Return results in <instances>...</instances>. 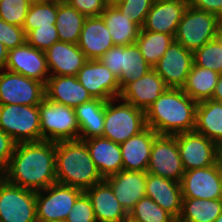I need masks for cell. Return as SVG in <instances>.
I'll return each instance as SVG.
<instances>
[{
  "label": "cell",
  "instance_id": "obj_1",
  "mask_svg": "<svg viewBox=\"0 0 222 222\" xmlns=\"http://www.w3.org/2000/svg\"><path fill=\"white\" fill-rule=\"evenodd\" d=\"M55 159L56 142L18 143L2 177L24 189L41 191L57 182Z\"/></svg>",
  "mask_w": 222,
  "mask_h": 222
},
{
  "label": "cell",
  "instance_id": "obj_2",
  "mask_svg": "<svg viewBox=\"0 0 222 222\" xmlns=\"http://www.w3.org/2000/svg\"><path fill=\"white\" fill-rule=\"evenodd\" d=\"M197 104L182 88H167L145 111L146 125L160 135L194 131Z\"/></svg>",
  "mask_w": 222,
  "mask_h": 222
},
{
  "label": "cell",
  "instance_id": "obj_3",
  "mask_svg": "<svg viewBox=\"0 0 222 222\" xmlns=\"http://www.w3.org/2000/svg\"><path fill=\"white\" fill-rule=\"evenodd\" d=\"M55 165L57 183L83 192L104 180L92 161L84 140L56 142Z\"/></svg>",
  "mask_w": 222,
  "mask_h": 222
},
{
  "label": "cell",
  "instance_id": "obj_4",
  "mask_svg": "<svg viewBox=\"0 0 222 222\" xmlns=\"http://www.w3.org/2000/svg\"><path fill=\"white\" fill-rule=\"evenodd\" d=\"M146 127L145 111L119 98L106 101L102 137L121 144Z\"/></svg>",
  "mask_w": 222,
  "mask_h": 222
},
{
  "label": "cell",
  "instance_id": "obj_5",
  "mask_svg": "<svg viewBox=\"0 0 222 222\" xmlns=\"http://www.w3.org/2000/svg\"><path fill=\"white\" fill-rule=\"evenodd\" d=\"M219 27L217 15L188 6L178 24L175 41L194 53L217 38Z\"/></svg>",
  "mask_w": 222,
  "mask_h": 222
},
{
  "label": "cell",
  "instance_id": "obj_6",
  "mask_svg": "<svg viewBox=\"0 0 222 222\" xmlns=\"http://www.w3.org/2000/svg\"><path fill=\"white\" fill-rule=\"evenodd\" d=\"M42 140H76L80 136L75 109L48 100L46 97L38 105Z\"/></svg>",
  "mask_w": 222,
  "mask_h": 222
},
{
  "label": "cell",
  "instance_id": "obj_7",
  "mask_svg": "<svg viewBox=\"0 0 222 222\" xmlns=\"http://www.w3.org/2000/svg\"><path fill=\"white\" fill-rule=\"evenodd\" d=\"M0 129L16 144L41 141L38 105H0Z\"/></svg>",
  "mask_w": 222,
  "mask_h": 222
},
{
  "label": "cell",
  "instance_id": "obj_8",
  "mask_svg": "<svg viewBox=\"0 0 222 222\" xmlns=\"http://www.w3.org/2000/svg\"><path fill=\"white\" fill-rule=\"evenodd\" d=\"M99 60L116 75L120 91L152 69L136 43L126 46L114 45Z\"/></svg>",
  "mask_w": 222,
  "mask_h": 222
},
{
  "label": "cell",
  "instance_id": "obj_9",
  "mask_svg": "<svg viewBox=\"0 0 222 222\" xmlns=\"http://www.w3.org/2000/svg\"><path fill=\"white\" fill-rule=\"evenodd\" d=\"M0 222H37L36 192L1 177Z\"/></svg>",
  "mask_w": 222,
  "mask_h": 222
},
{
  "label": "cell",
  "instance_id": "obj_10",
  "mask_svg": "<svg viewBox=\"0 0 222 222\" xmlns=\"http://www.w3.org/2000/svg\"><path fill=\"white\" fill-rule=\"evenodd\" d=\"M82 190L68 185L54 183L36 192L37 221L50 222L66 220Z\"/></svg>",
  "mask_w": 222,
  "mask_h": 222
},
{
  "label": "cell",
  "instance_id": "obj_11",
  "mask_svg": "<svg viewBox=\"0 0 222 222\" xmlns=\"http://www.w3.org/2000/svg\"><path fill=\"white\" fill-rule=\"evenodd\" d=\"M45 98V84L6 69H0V105H39Z\"/></svg>",
  "mask_w": 222,
  "mask_h": 222
},
{
  "label": "cell",
  "instance_id": "obj_12",
  "mask_svg": "<svg viewBox=\"0 0 222 222\" xmlns=\"http://www.w3.org/2000/svg\"><path fill=\"white\" fill-rule=\"evenodd\" d=\"M147 173L180 182L185 170L175 135L158 134L151 148Z\"/></svg>",
  "mask_w": 222,
  "mask_h": 222
},
{
  "label": "cell",
  "instance_id": "obj_13",
  "mask_svg": "<svg viewBox=\"0 0 222 222\" xmlns=\"http://www.w3.org/2000/svg\"><path fill=\"white\" fill-rule=\"evenodd\" d=\"M175 137L185 171L217 163L219 146L211 139L195 130L176 134Z\"/></svg>",
  "mask_w": 222,
  "mask_h": 222
},
{
  "label": "cell",
  "instance_id": "obj_14",
  "mask_svg": "<svg viewBox=\"0 0 222 222\" xmlns=\"http://www.w3.org/2000/svg\"><path fill=\"white\" fill-rule=\"evenodd\" d=\"M180 186L183 198L222 199V175L218 163L185 171Z\"/></svg>",
  "mask_w": 222,
  "mask_h": 222
},
{
  "label": "cell",
  "instance_id": "obj_15",
  "mask_svg": "<svg viewBox=\"0 0 222 222\" xmlns=\"http://www.w3.org/2000/svg\"><path fill=\"white\" fill-rule=\"evenodd\" d=\"M76 77L93 98L108 101L120 96L118 78L100 60H87Z\"/></svg>",
  "mask_w": 222,
  "mask_h": 222
},
{
  "label": "cell",
  "instance_id": "obj_16",
  "mask_svg": "<svg viewBox=\"0 0 222 222\" xmlns=\"http://www.w3.org/2000/svg\"><path fill=\"white\" fill-rule=\"evenodd\" d=\"M193 61V52L174 41L153 69L168 88H183Z\"/></svg>",
  "mask_w": 222,
  "mask_h": 222
},
{
  "label": "cell",
  "instance_id": "obj_17",
  "mask_svg": "<svg viewBox=\"0 0 222 222\" xmlns=\"http://www.w3.org/2000/svg\"><path fill=\"white\" fill-rule=\"evenodd\" d=\"M4 69L38 80L44 84L50 77L45 52L32 47L27 42L8 51Z\"/></svg>",
  "mask_w": 222,
  "mask_h": 222
},
{
  "label": "cell",
  "instance_id": "obj_18",
  "mask_svg": "<svg viewBox=\"0 0 222 222\" xmlns=\"http://www.w3.org/2000/svg\"><path fill=\"white\" fill-rule=\"evenodd\" d=\"M167 88L164 80L152 68L143 77L127 84L121 90L119 99L146 111Z\"/></svg>",
  "mask_w": 222,
  "mask_h": 222
},
{
  "label": "cell",
  "instance_id": "obj_19",
  "mask_svg": "<svg viewBox=\"0 0 222 222\" xmlns=\"http://www.w3.org/2000/svg\"><path fill=\"white\" fill-rule=\"evenodd\" d=\"M127 214L146 196V172L121 170L105 179Z\"/></svg>",
  "mask_w": 222,
  "mask_h": 222
},
{
  "label": "cell",
  "instance_id": "obj_20",
  "mask_svg": "<svg viewBox=\"0 0 222 222\" xmlns=\"http://www.w3.org/2000/svg\"><path fill=\"white\" fill-rule=\"evenodd\" d=\"M45 54L50 76H76L88 60L77 44L61 41Z\"/></svg>",
  "mask_w": 222,
  "mask_h": 222
},
{
  "label": "cell",
  "instance_id": "obj_21",
  "mask_svg": "<svg viewBox=\"0 0 222 222\" xmlns=\"http://www.w3.org/2000/svg\"><path fill=\"white\" fill-rule=\"evenodd\" d=\"M187 7V1H154L141 29L175 37L178 24Z\"/></svg>",
  "mask_w": 222,
  "mask_h": 222
},
{
  "label": "cell",
  "instance_id": "obj_22",
  "mask_svg": "<svg viewBox=\"0 0 222 222\" xmlns=\"http://www.w3.org/2000/svg\"><path fill=\"white\" fill-rule=\"evenodd\" d=\"M145 194L176 220L182 210L180 182L146 172Z\"/></svg>",
  "mask_w": 222,
  "mask_h": 222
},
{
  "label": "cell",
  "instance_id": "obj_23",
  "mask_svg": "<svg viewBox=\"0 0 222 222\" xmlns=\"http://www.w3.org/2000/svg\"><path fill=\"white\" fill-rule=\"evenodd\" d=\"M77 45L88 60H99L114 46L111 34L101 16L85 19Z\"/></svg>",
  "mask_w": 222,
  "mask_h": 222
},
{
  "label": "cell",
  "instance_id": "obj_24",
  "mask_svg": "<svg viewBox=\"0 0 222 222\" xmlns=\"http://www.w3.org/2000/svg\"><path fill=\"white\" fill-rule=\"evenodd\" d=\"M45 97L74 109L93 99L76 76H50L45 84Z\"/></svg>",
  "mask_w": 222,
  "mask_h": 222
},
{
  "label": "cell",
  "instance_id": "obj_25",
  "mask_svg": "<svg viewBox=\"0 0 222 222\" xmlns=\"http://www.w3.org/2000/svg\"><path fill=\"white\" fill-rule=\"evenodd\" d=\"M158 134L150 127L120 144L123 169L147 172L153 141Z\"/></svg>",
  "mask_w": 222,
  "mask_h": 222
},
{
  "label": "cell",
  "instance_id": "obj_26",
  "mask_svg": "<svg viewBox=\"0 0 222 222\" xmlns=\"http://www.w3.org/2000/svg\"><path fill=\"white\" fill-rule=\"evenodd\" d=\"M84 141L103 179L123 170L120 144L102 136L91 137Z\"/></svg>",
  "mask_w": 222,
  "mask_h": 222
},
{
  "label": "cell",
  "instance_id": "obj_27",
  "mask_svg": "<svg viewBox=\"0 0 222 222\" xmlns=\"http://www.w3.org/2000/svg\"><path fill=\"white\" fill-rule=\"evenodd\" d=\"M90 198L97 222H123L128 214L104 179L85 191Z\"/></svg>",
  "mask_w": 222,
  "mask_h": 222
},
{
  "label": "cell",
  "instance_id": "obj_28",
  "mask_svg": "<svg viewBox=\"0 0 222 222\" xmlns=\"http://www.w3.org/2000/svg\"><path fill=\"white\" fill-rule=\"evenodd\" d=\"M111 34L114 45L134 44L141 28L131 21V17L122 14L114 5L108 4L100 15Z\"/></svg>",
  "mask_w": 222,
  "mask_h": 222
},
{
  "label": "cell",
  "instance_id": "obj_29",
  "mask_svg": "<svg viewBox=\"0 0 222 222\" xmlns=\"http://www.w3.org/2000/svg\"><path fill=\"white\" fill-rule=\"evenodd\" d=\"M195 131L222 145V102L212 99L198 102Z\"/></svg>",
  "mask_w": 222,
  "mask_h": 222
},
{
  "label": "cell",
  "instance_id": "obj_30",
  "mask_svg": "<svg viewBox=\"0 0 222 222\" xmlns=\"http://www.w3.org/2000/svg\"><path fill=\"white\" fill-rule=\"evenodd\" d=\"M105 105L106 101L93 98L75 108L80 140L103 135Z\"/></svg>",
  "mask_w": 222,
  "mask_h": 222
},
{
  "label": "cell",
  "instance_id": "obj_31",
  "mask_svg": "<svg viewBox=\"0 0 222 222\" xmlns=\"http://www.w3.org/2000/svg\"><path fill=\"white\" fill-rule=\"evenodd\" d=\"M220 74L193 63L182 90L193 100L211 99Z\"/></svg>",
  "mask_w": 222,
  "mask_h": 222
},
{
  "label": "cell",
  "instance_id": "obj_32",
  "mask_svg": "<svg viewBox=\"0 0 222 222\" xmlns=\"http://www.w3.org/2000/svg\"><path fill=\"white\" fill-rule=\"evenodd\" d=\"M87 17L65 2H57L56 29L59 41L77 44Z\"/></svg>",
  "mask_w": 222,
  "mask_h": 222
},
{
  "label": "cell",
  "instance_id": "obj_33",
  "mask_svg": "<svg viewBox=\"0 0 222 222\" xmlns=\"http://www.w3.org/2000/svg\"><path fill=\"white\" fill-rule=\"evenodd\" d=\"M222 213V199L182 198L177 222H214Z\"/></svg>",
  "mask_w": 222,
  "mask_h": 222
},
{
  "label": "cell",
  "instance_id": "obj_34",
  "mask_svg": "<svg viewBox=\"0 0 222 222\" xmlns=\"http://www.w3.org/2000/svg\"><path fill=\"white\" fill-rule=\"evenodd\" d=\"M174 41L173 35L141 29L135 43L145 61L153 68Z\"/></svg>",
  "mask_w": 222,
  "mask_h": 222
},
{
  "label": "cell",
  "instance_id": "obj_35",
  "mask_svg": "<svg viewBox=\"0 0 222 222\" xmlns=\"http://www.w3.org/2000/svg\"><path fill=\"white\" fill-rule=\"evenodd\" d=\"M56 17V1L32 2L22 27L27 35L30 31L36 28L55 24Z\"/></svg>",
  "mask_w": 222,
  "mask_h": 222
},
{
  "label": "cell",
  "instance_id": "obj_36",
  "mask_svg": "<svg viewBox=\"0 0 222 222\" xmlns=\"http://www.w3.org/2000/svg\"><path fill=\"white\" fill-rule=\"evenodd\" d=\"M128 217L137 222H177L171 214L147 196L136 203Z\"/></svg>",
  "mask_w": 222,
  "mask_h": 222
},
{
  "label": "cell",
  "instance_id": "obj_37",
  "mask_svg": "<svg viewBox=\"0 0 222 222\" xmlns=\"http://www.w3.org/2000/svg\"><path fill=\"white\" fill-rule=\"evenodd\" d=\"M194 64L222 74V42L216 39L207 42L193 53Z\"/></svg>",
  "mask_w": 222,
  "mask_h": 222
},
{
  "label": "cell",
  "instance_id": "obj_38",
  "mask_svg": "<svg viewBox=\"0 0 222 222\" xmlns=\"http://www.w3.org/2000/svg\"><path fill=\"white\" fill-rule=\"evenodd\" d=\"M30 5L29 0H0V18L22 27Z\"/></svg>",
  "mask_w": 222,
  "mask_h": 222
},
{
  "label": "cell",
  "instance_id": "obj_39",
  "mask_svg": "<svg viewBox=\"0 0 222 222\" xmlns=\"http://www.w3.org/2000/svg\"><path fill=\"white\" fill-rule=\"evenodd\" d=\"M154 0H121L114 6L122 13L131 17V21L142 28L145 18Z\"/></svg>",
  "mask_w": 222,
  "mask_h": 222
},
{
  "label": "cell",
  "instance_id": "obj_40",
  "mask_svg": "<svg viewBox=\"0 0 222 222\" xmlns=\"http://www.w3.org/2000/svg\"><path fill=\"white\" fill-rule=\"evenodd\" d=\"M26 42L32 47L46 52L53 44L59 42V36L55 24L39 27L26 35Z\"/></svg>",
  "mask_w": 222,
  "mask_h": 222
},
{
  "label": "cell",
  "instance_id": "obj_41",
  "mask_svg": "<svg viewBox=\"0 0 222 222\" xmlns=\"http://www.w3.org/2000/svg\"><path fill=\"white\" fill-rule=\"evenodd\" d=\"M26 40L23 27L9 24L0 18V42L8 51L24 45Z\"/></svg>",
  "mask_w": 222,
  "mask_h": 222
},
{
  "label": "cell",
  "instance_id": "obj_42",
  "mask_svg": "<svg viewBox=\"0 0 222 222\" xmlns=\"http://www.w3.org/2000/svg\"><path fill=\"white\" fill-rule=\"evenodd\" d=\"M66 222H97L90 198L83 192L69 211Z\"/></svg>",
  "mask_w": 222,
  "mask_h": 222
},
{
  "label": "cell",
  "instance_id": "obj_43",
  "mask_svg": "<svg viewBox=\"0 0 222 222\" xmlns=\"http://www.w3.org/2000/svg\"><path fill=\"white\" fill-rule=\"evenodd\" d=\"M66 2L86 17L100 16L108 5L106 0H66Z\"/></svg>",
  "mask_w": 222,
  "mask_h": 222
},
{
  "label": "cell",
  "instance_id": "obj_44",
  "mask_svg": "<svg viewBox=\"0 0 222 222\" xmlns=\"http://www.w3.org/2000/svg\"><path fill=\"white\" fill-rule=\"evenodd\" d=\"M16 143L5 132L0 129V174L6 170Z\"/></svg>",
  "mask_w": 222,
  "mask_h": 222
},
{
  "label": "cell",
  "instance_id": "obj_45",
  "mask_svg": "<svg viewBox=\"0 0 222 222\" xmlns=\"http://www.w3.org/2000/svg\"><path fill=\"white\" fill-rule=\"evenodd\" d=\"M189 7L200 9L208 13L222 16V0H187Z\"/></svg>",
  "mask_w": 222,
  "mask_h": 222
},
{
  "label": "cell",
  "instance_id": "obj_46",
  "mask_svg": "<svg viewBox=\"0 0 222 222\" xmlns=\"http://www.w3.org/2000/svg\"><path fill=\"white\" fill-rule=\"evenodd\" d=\"M211 99L217 102H222V74L218 79Z\"/></svg>",
  "mask_w": 222,
  "mask_h": 222
},
{
  "label": "cell",
  "instance_id": "obj_47",
  "mask_svg": "<svg viewBox=\"0 0 222 222\" xmlns=\"http://www.w3.org/2000/svg\"><path fill=\"white\" fill-rule=\"evenodd\" d=\"M7 55H8V50L3 45V43L0 42V69H4V66L7 61Z\"/></svg>",
  "mask_w": 222,
  "mask_h": 222
},
{
  "label": "cell",
  "instance_id": "obj_48",
  "mask_svg": "<svg viewBox=\"0 0 222 222\" xmlns=\"http://www.w3.org/2000/svg\"><path fill=\"white\" fill-rule=\"evenodd\" d=\"M217 163L219 165L221 175H222V145L219 146L218 148V153H217Z\"/></svg>",
  "mask_w": 222,
  "mask_h": 222
},
{
  "label": "cell",
  "instance_id": "obj_49",
  "mask_svg": "<svg viewBox=\"0 0 222 222\" xmlns=\"http://www.w3.org/2000/svg\"><path fill=\"white\" fill-rule=\"evenodd\" d=\"M121 0H106L107 4L114 5Z\"/></svg>",
  "mask_w": 222,
  "mask_h": 222
},
{
  "label": "cell",
  "instance_id": "obj_50",
  "mask_svg": "<svg viewBox=\"0 0 222 222\" xmlns=\"http://www.w3.org/2000/svg\"><path fill=\"white\" fill-rule=\"evenodd\" d=\"M219 40L222 42V27H219L218 36Z\"/></svg>",
  "mask_w": 222,
  "mask_h": 222
},
{
  "label": "cell",
  "instance_id": "obj_51",
  "mask_svg": "<svg viewBox=\"0 0 222 222\" xmlns=\"http://www.w3.org/2000/svg\"><path fill=\"white\" fill-rule=\"evenodd\" d=\"M214 222H222V213L216 218Z\"/></svg>",
  "mask_w": 222,
  "mask_h": 222
},
{
  "label": "cell",
  "instance_id": "obj_52",
  "mask_svg": "<svg viewBox=\"0 0 222 222\" xmlns=\"http://www.w3.org/2000/svg\"><path fill=\"white\" fill-rule=\"evenodd\" d=\"M123 222H137V221L127 217Z\"/></svg>",
  "mask_w": 222,
  "mask_h": 222
},
{
  "label": "cell",
  "instance_id": "obj_53",
  "mask_svg": "<svg viewBox=\"0 0 222 222\" xmlns=\"http://www.w3.org/2000/svg\"><path fill=\"white\" fill-rule=\"evenodd\" d=\"M154 1H175V2H179V1H187V0H154Z\"/></svg>",
  "mask_w": 222,
  "mask_h": 222
},
{
  "label": "cell",
  "instance_id": "obj_54",
  "mask_svg": "<svg viewBox=\"0 0 222 222\" xmlns=\"http://www.w3.org/2000/svg\"><path fill=\"white\" fill-rule=\"evenodd\" d=\"M41 1H56V2H65L66 0H41Z\"/></svg>",
  "mask_w": 222,
  "mask_h": 222
},
{
  "label": "cell",
  "instance_id": "obj_55",
  "mask_svg": "<svg viewBox=\"0 0 222 222\" xmlns=\"http://www.w3.org/2000/svg\"><path fill=\"white\" fill-rule=\"evenodd\" d=\"M37 222H43V221H37ZM50 222H66V220H58V221H50Z\"/></svg>",
  "mask_w": 222,
  "mask_h": 222
},
{
  "label": "cell",
  "instance_id": "obj_56",
  "mask_svg": "<svg viewBox=\"0 0 222 222\" xmlns=\"http://www.w3.org/2000/svg\"><path fill=\"white\" fill-rule=\"evenodd\" d=\"M31 3L32 2H40L41 0H29Z\"/></svg>",
  "mask_w": 222,
  "mask_h": 222
},
{
  "label": "cell",
  "instance_id": "obj_57",
  "mask_svg": "<svg viewBox=\"0 0 222 222\" xmlns=\"http://www.w3.org/2000/svg\"><path fill=\"white\" fill-rule=\"evenodd\" d=\"M220 26L222 27V16L220 17Z\"/></svg>",
  "mask_w": 222,
  "mask_h": 222
}]
</instances>
